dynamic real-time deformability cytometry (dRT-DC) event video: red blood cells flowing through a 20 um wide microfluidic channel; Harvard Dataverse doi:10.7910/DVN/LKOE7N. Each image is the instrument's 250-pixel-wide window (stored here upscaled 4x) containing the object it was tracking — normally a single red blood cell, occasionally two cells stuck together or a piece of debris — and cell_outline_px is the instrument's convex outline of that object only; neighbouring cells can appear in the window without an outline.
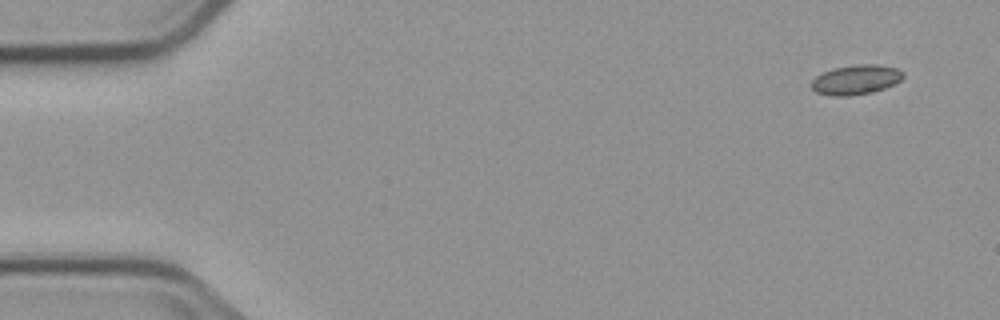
{"species": "common noctule bat (a hibernating species)", "species_latin": "Nyctalus noctula", "temperature_condition": "cold", "stored_images_in_passage": 4, "camera_frame_rate_fps": 3000, "um_per_image_px": 0.085, "animal": {"sex": "male", "body_mass_g": 23.1, "forearm_length_mm": 52.7}, "frame": {"image": 1, "passage_image": 1, "time_ms": 0.0, "image_size_px": [1000, 320], "cell_outline_px": [[904, 76], [900, 80], [884, 88], [872, 92], [848, 96], [832, 96], [816, 92], [812, 88], [812, 80], [816, 76], [832, 68], [856, 64], [880, 64], [896, 68], [904, 72]], "centroid_in_image_um": [72.75, 6.76], "position_along_channel_um": 12.2, "area_um2": 15.84}}
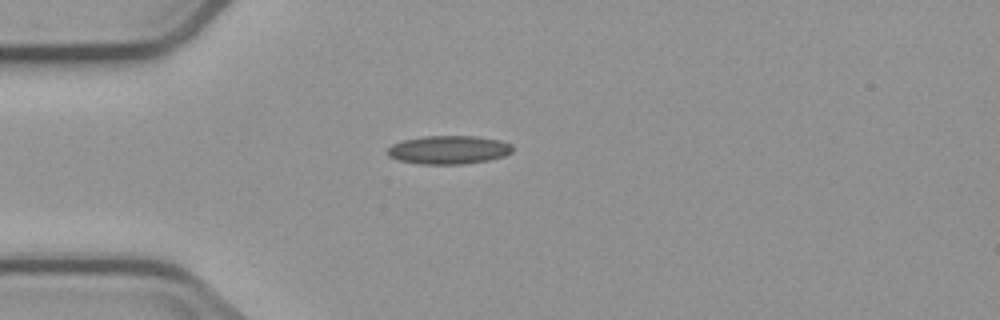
{"frame": {"image": 2, "passage_image": 4, "time_ms": 7.333, "image_size_px": [1000, 320], "cell_outline_px": [[512, 152], [504, 156], [488, 160], [464, 164], [420, 164], [400, 160], [388, 156], [388, 148], [392, 144], [404, 140], [424, 136], [476, 136], [500, 140], [512, 144]], "centroid_in_image_um": [38.16, 12.73], "position_along_channel_um": 46.8, "area_um2": 20.69}}